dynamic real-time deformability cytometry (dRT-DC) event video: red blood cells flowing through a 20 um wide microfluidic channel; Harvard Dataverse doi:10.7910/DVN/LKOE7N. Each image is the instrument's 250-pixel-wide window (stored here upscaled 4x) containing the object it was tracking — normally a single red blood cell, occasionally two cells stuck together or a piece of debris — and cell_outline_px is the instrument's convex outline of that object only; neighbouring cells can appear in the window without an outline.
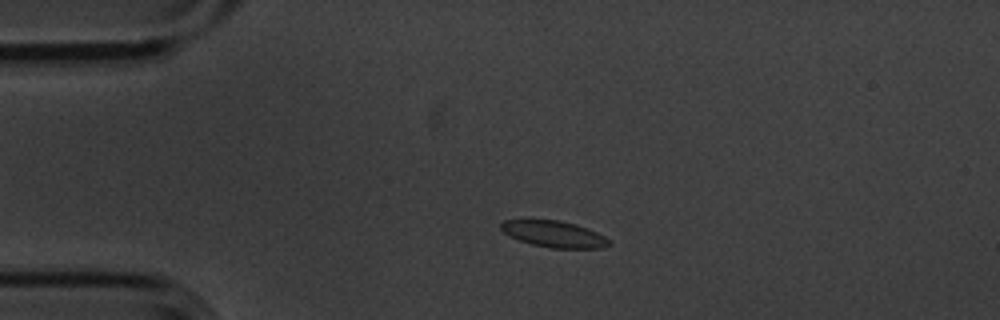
{"species": "common noctule bat (a hibernating species)", "species_latin": "Nyctalus noctula", "temperature_condition": "cold", "stored_images_in_passage": 4, "camera_frame_rate_fps": 3000, "um_per_image_px": 0.085, "animal": {"sex": "male", "body_mass_g": 20.1, "forearm_length_mm": 53.5}, "frame": {"image": 1, "passage_image": 3, "time_ms": 0.667, "image_size_px": [1000, 320], "cell_outline_px": [[612, 244], [600, 248], [548, 248], [532, 244], [520, 240], [504, 232], [500, 228], [500, 224], [504, 220], [560, 220], [576, 224], [588, 228], [612, 240]], "centroid_in_image_um": [47.14, 19.9], "position_along_channel_um": 37.9, "area_um2": 16.59}}